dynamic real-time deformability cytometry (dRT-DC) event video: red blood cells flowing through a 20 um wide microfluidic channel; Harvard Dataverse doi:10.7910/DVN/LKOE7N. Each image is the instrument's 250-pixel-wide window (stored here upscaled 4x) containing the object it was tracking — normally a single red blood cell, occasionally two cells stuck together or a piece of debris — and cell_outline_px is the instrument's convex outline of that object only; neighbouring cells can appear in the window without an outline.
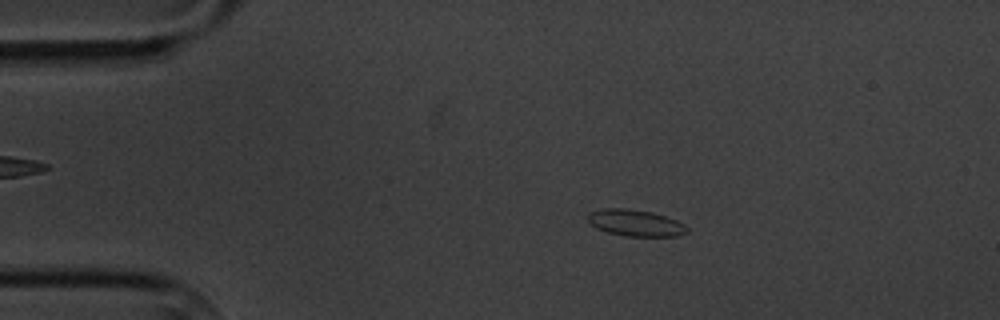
{"species": "common noctule bat (a hibernating species)", "species_latin": "Nyctalus noctula", "temperature_condition": "cold", "stored_images_in_passage": 10, "camera_frame_rate_fps": 3000, "um_per_image_px": 0.085, "animal": {"sex": "male", "body_mass_g": 20.1, "forearm_length_mm": 53.5}, "frame": {"image": 1, "passage_image": 2, "time_ms": 2.0, "image_size_px": [1000, 320], "cell_outline_px": [[688, 232], [676, 236], [624, 236], [608, 232], [596, 228], [588, 220], [588, 212], [604, 208], [628, 208], [652, 212], [676, 220], [684, 224], [688, 228]], "centroid_in_image_um": [54.0, 18.94], "position_along_channel_um": 31.0, "area_um2": 15.32}}
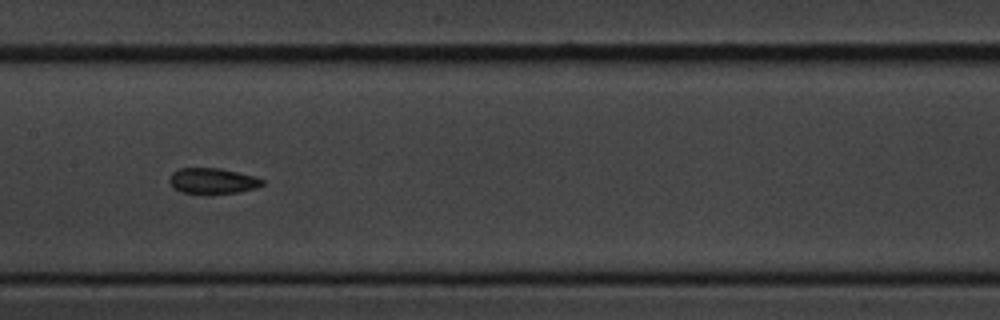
{"frame": {"image": 2, "passage_image": 7, "time_ms": 8.0, "image_size_px": [1000, 320], "cell_outline_px": [[264, 184], [256, 188], [240, 192], [180, 192], [172, 188], [168, 180], [172, 172], [180, 168], [220, 168], [256, 176], [264, 180]], "centroid_in_image_um": [18.07, 15.35], "position_along_channel_um": 189.3, "area_um2": 13.76}}
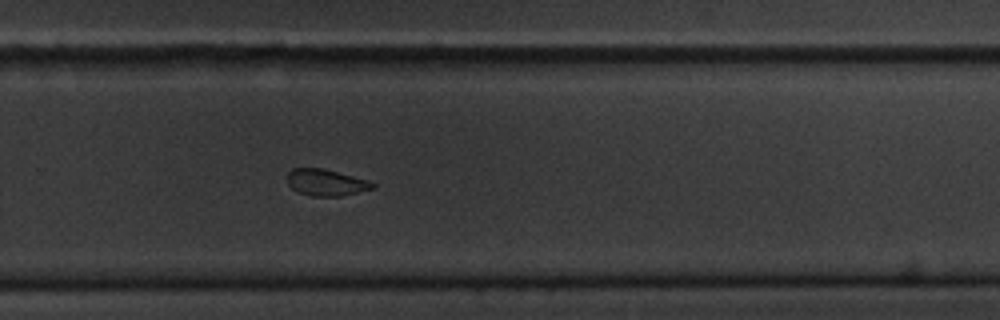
{"frame": {"image": 3, "passage_image": 10, "time_ms": 11.333, "image_size_px": [1000, 320], "cell_outline_px": [[376, 188], [340, 196], [312, 196], [300, 192], [292, 188], [288, 184], [288, 172], [292, 168], [320, 168], [368, 180], [376, 184]], "centroid_in_image_um": [27.73, 15.51], "position_along_channel_um": 302.1, "area_um2": 13.01}}